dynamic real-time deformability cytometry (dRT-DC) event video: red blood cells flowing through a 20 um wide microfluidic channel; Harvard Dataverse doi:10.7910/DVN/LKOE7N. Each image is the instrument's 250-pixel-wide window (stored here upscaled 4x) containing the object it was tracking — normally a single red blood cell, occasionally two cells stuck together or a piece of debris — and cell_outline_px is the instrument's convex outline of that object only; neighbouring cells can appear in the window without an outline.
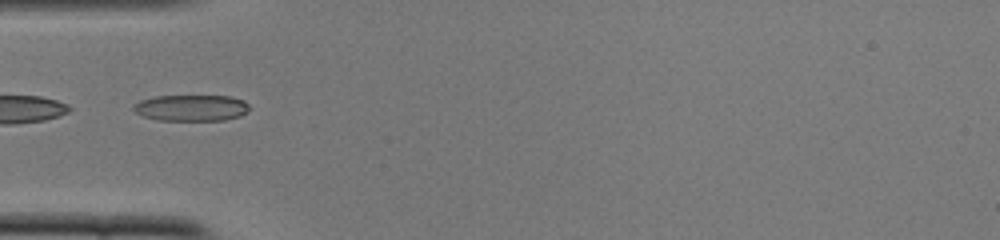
{"species": "common noctule bat (a hibernating species)", "species_latin": "Nyctalus noctula", "temperature_condition": "cold", "stored_images_in_passage": 33, "camera_frame_rate_fps": 3000, "um_per_image_px": 0.085, "animal": {"sex": "female", "body_mass_g": 22.0, "forearm_length_mm": 56.7}, "frame": {"image": 1, "passage_image": 1, "time_ms": 0.0, "image_size_px": [1000, 240], "cell_outline_px": [[248, 108], [240, 116], [224, 120], [156, 120], [144, 116], [136, 112], [132, 108], [132, 104], [140, 100], [156, 96], [232, 96], [244, 100], [248, 104]], "centroid_in_image_um": [16.23, 9.16], "position_along_channel_um": 68.8, "area_um2": 17.69}}